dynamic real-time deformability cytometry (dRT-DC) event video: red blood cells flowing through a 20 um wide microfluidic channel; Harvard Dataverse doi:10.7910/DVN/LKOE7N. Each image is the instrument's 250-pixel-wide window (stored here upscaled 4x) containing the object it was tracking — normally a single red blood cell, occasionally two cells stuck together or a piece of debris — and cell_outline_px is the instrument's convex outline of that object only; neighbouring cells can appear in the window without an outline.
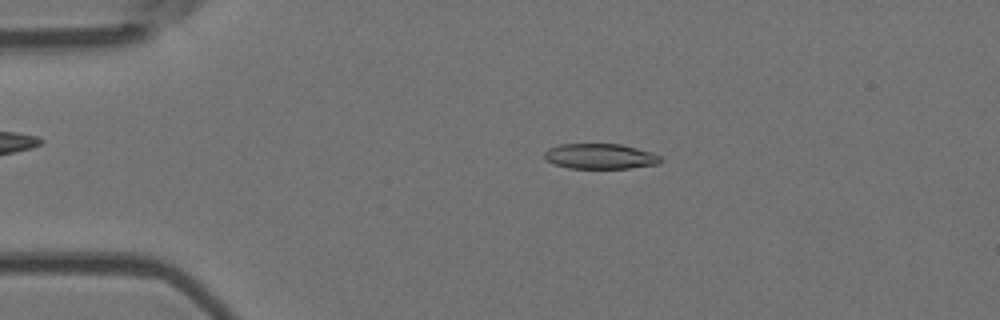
{"species": "Egyptian fruit bat (a non-hibernating species)", "species_latin": "Rousettus aegyptiacus", "temperature_condition": "room temperature", "stored_images_in_passage": 4, "camera_frame_rate_fps": 3000, "um_per_image_px": 0.085, "animal": {"sex": "female"}, "frame": {"image": 1, "passage_image": 3, "time_ms": 0.667, "image_size_px": [1000, 320], "cell_outline_px": [[664, 160], [660, 164], [628, 168], [568, 168], [552, 164], [544, 156], [544, 152], [548, 148], [560, 144], [620, 144], [652, 152], [660, 156]], "centroid_in_image_um": [51.03, 13.29], "position_along_channel_um": 34.0, "area_um2": 17.22}}